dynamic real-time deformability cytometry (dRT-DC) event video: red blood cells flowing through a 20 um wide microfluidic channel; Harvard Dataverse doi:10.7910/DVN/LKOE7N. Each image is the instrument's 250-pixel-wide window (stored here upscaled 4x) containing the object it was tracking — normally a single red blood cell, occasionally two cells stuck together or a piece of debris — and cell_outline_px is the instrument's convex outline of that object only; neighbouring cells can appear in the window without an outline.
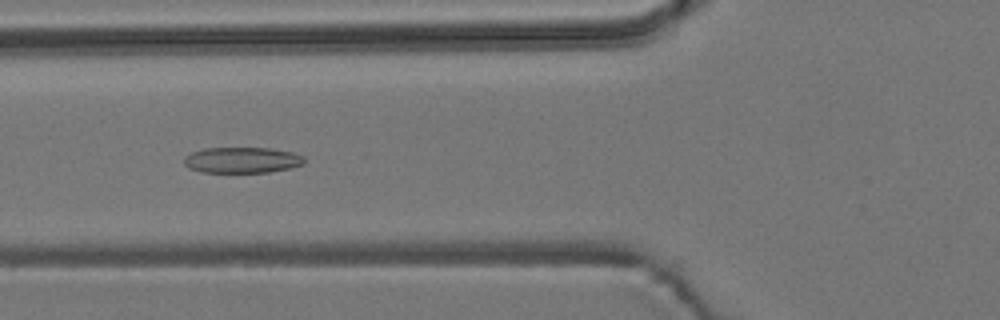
{"species": "common noctule bat (a hibernating species)", "species_latin": "Nyctalus noctula", "temperature_condition": "room temperature", "stored_images_in_passage": 55, "camera_frame_rate_fps": 3000, "um_per_image_px": 0.085, "animal": {"sex": "male", "body_mass_g": 19.2, "forearm_length_mm": 51.8}, "frame": {"image": 1, "passage_image": 20, "time_ms": 6.333, "image_size_px": [1000, 320], "cell_outline_px": [[304, 164], [288, 168], [268, 172], [200, 172], [188, 168], [184, 164], [184, 156], [192, 152], [204, 148], [268, 148], [292, 152], [304, 156]], "centroid_in_image_um": [20.54, 13.6], "position_along_channel_um": 105.3, "area_um2": 18.09}}
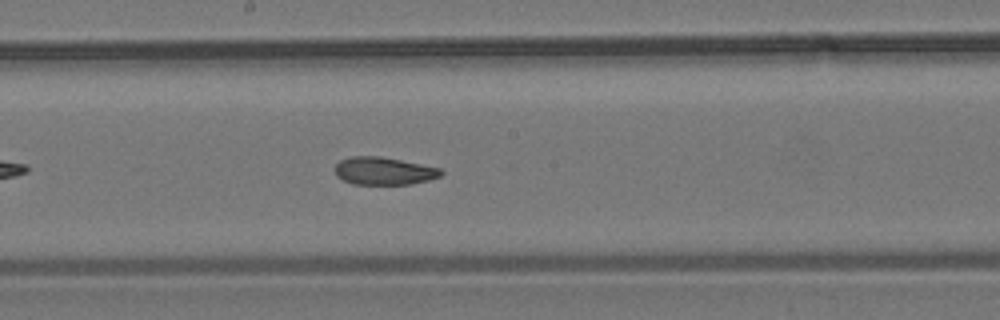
{"frame": {"image": 2, "passage_image": 29, "time_ms": 9.333, "image_size_px": [1000, 320], "cell_outline_px": [[444, 172], [440, 176], [428, 180], [412, 184], [352, 184], [336, 176], [336, 164], [340, 160], [352, 156], [380, 156], [440, 168]], "centroid_in_image_um": [32.62, 14.53], "position_along_channel_um": 215.6, "area_um2": 16.99}}
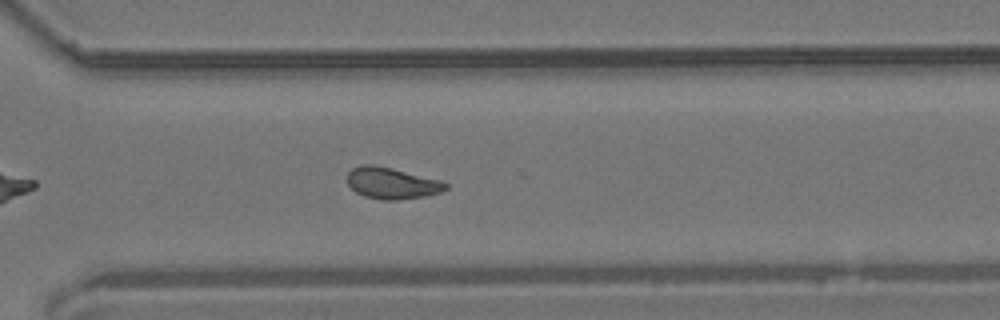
{"frame": {"image": 3, "passage_image": 39, "time_ms": 12.667, "image_size_px": [1000, 320], "cell_outline_px": [[448, 188], [440, 192], [428, 196], [396, 200], [380, 200], [364, 196], [356, 192], [348, 184], [348, 172], [352, 168], [360, 164], [372, 164], [392, 168], [444, 180], [448, 184]], "centroid_in_image_um": [33.34, 15.56], "position_along_channel_um": 337.3, "area_um2": 18.32}, "authors_computed_cell_mechanics": {"area_um2": 18.3226, "velocity_mm_per_s": 3.6639, "shape_relaxation_time_tau1_ms": null, "shape_relaxation_time_tau2_ms": 3.0001, "deformation_change_tau1": null, "deformation_change_tau2": 0.0796}}